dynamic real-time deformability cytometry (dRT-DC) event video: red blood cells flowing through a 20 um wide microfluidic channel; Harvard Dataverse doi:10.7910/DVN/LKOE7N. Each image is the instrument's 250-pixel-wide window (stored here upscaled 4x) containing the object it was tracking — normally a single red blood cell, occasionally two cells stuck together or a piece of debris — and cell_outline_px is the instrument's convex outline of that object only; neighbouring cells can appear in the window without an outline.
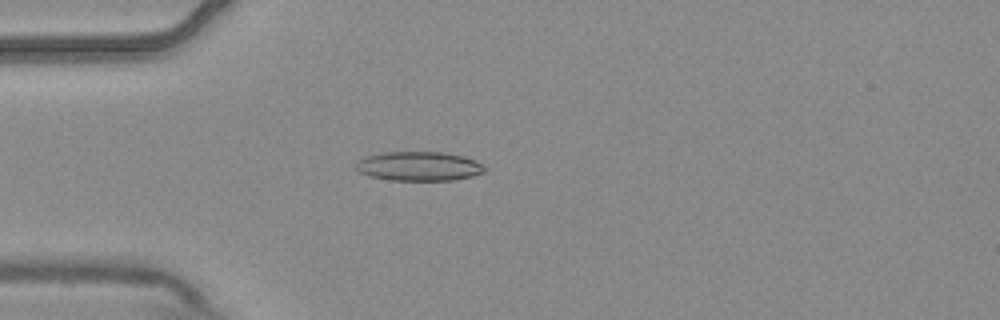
{"species": "common noctule bat (a hibernating species)", "species_latin": "Nyctalus noctula", "temperature_condition": "warm", "stored_images_in_passage": 5, "camera_frame_rate_fps": 3000, "um_per_image_px": 0.085, "animal": {"sex": "male", "body_mass_g": 20.4}, "frame": {"image": 1, "passage_image": 5, "time_ms": 1.333, "image_size_px": [1000, 320], "cell_outline_px": [[488, 168], [484, 172], [472, 176], [452, 180], [392, 180], [372, 176], [360, 172], [356, 168], [356, 164], [360, 160], [368, 156], [384, 152], [444, 152], [464, 156], [476, 160]], "centroid_in_image_um": [35.68, 14.12], "position_along_channel_um": 49.3, "area_um2": 21.79}}